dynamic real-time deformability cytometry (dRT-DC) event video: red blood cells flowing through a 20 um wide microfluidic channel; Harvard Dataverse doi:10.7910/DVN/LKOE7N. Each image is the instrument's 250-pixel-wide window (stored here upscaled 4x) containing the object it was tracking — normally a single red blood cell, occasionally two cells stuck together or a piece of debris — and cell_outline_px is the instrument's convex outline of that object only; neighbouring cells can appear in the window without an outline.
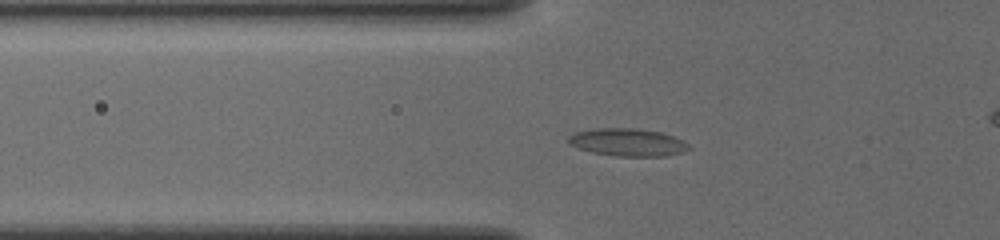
{"species": "common noctule bat (a hibernating species)", "species_latin": "Nyctalus noctula", "temperature_condition": "cold", "stored_images_in_passage": 50, "camera_frame_rate_fps": 3000, "um_per_image_px": 0.085, "animal": {"sex": "female", "body_mass_g": 19.5, "forearm_length_mm": 54.1}, "frame": {"image": 1, "passage_image": 15, "time_ms": 4.667, "image_size_px": [1000, 240], "cell_outline_px": [[692, 148], [684, 152], [664, 156], [616, 156], [592, 152], [568, 144], [568, 136], [576, 132], [596, 128], [632, 128], [660, 132], [684, 140]], "centroid_in_image_um": [53.37, 12.1], "position_along_channel_um": 72.4, "area_um2": 19.36}}
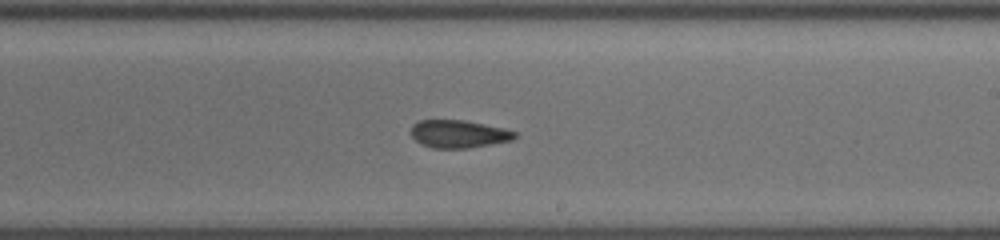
{"frame": {"image": 2, "passage_image": 29, "time_ms": 9.333, "image_size_px": [1000, 240], "cell_outline_px": [[520, 132], [512, 140], [492, 144], [468, 148], [432, 148], [420, 144], [412, 136], [412, 124], [420, 120], [464, 120], [504, 128]], "centroid_in_image_um": [39.01, 11.38], "position_along_channel_um": 250.0, "area_um2": 16.88}}
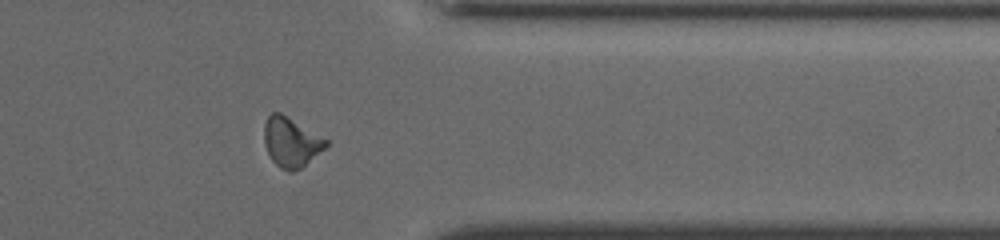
{"frame": {"image": 3, "passage_image": 40, "time_ms": 13.0, "image_size_px": [1000, 240], "cell_outline_px": [[328, 144], [324, 148], [300, 168], [292, 172], [288, 172], [280, 168], [272, 160], [264, 144], [264, 124], [268, 116], [272, 112], [280, 112], [328, 140]], "centroid_in_image_um": [24.71, 12.08], "position_along_channel_um": 386.7, "area_um2": 17.57}, "authors_computed_cell_mechanics": {"area_um2": 17.7446, "velocity_mm_per_s": 3.8542, "shape_relaxation_time_tau1_ms": 5.462, "shape_relaxation_time_tau2_ms": 2.7243, "deformation_change_tau1": 0.1304, "deformation_change_tau2": 0.0917}}